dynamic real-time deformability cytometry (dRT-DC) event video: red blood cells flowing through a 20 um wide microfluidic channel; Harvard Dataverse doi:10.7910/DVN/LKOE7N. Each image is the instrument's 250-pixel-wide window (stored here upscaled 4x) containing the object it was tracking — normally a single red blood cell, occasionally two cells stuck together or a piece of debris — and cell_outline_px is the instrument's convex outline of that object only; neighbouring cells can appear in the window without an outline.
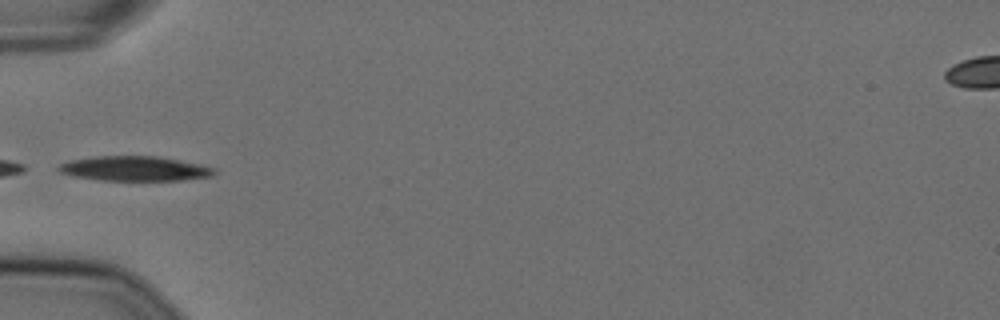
{"species": "Egyptian fruit bat (a non-hibernating species)", "species_latin": "Rousettus aegyptiacus", "temperature_condition": "cold", "stored_images_in_passage": 32, "camera_frame_rate_fps": 3000, "um_per_image_px": 0.085, "animal": {"sex": "female"}, "frame": {"image": 1, "passage_image": 1, "time_ms": 0.0, "image_size_px": [1000, 320], "cell_outline_px": [[216, 172], [212, 176], [184, 180], [100, 180], [72, 176], [60, 172], [56, 168], [60, 164], [72, 160], [96, 156], [156, 156], [216, 168]], "centroid_in_image_um": [11.42, 14.33], "position_along_channel_um": 73.6, "area_um2": 22.2}}
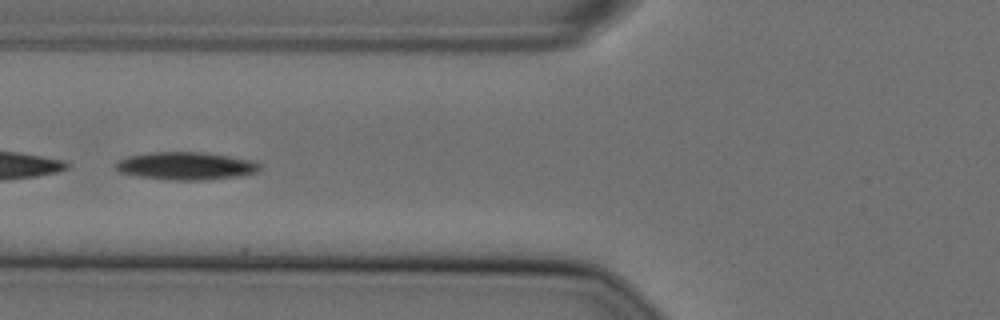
{"frame": {"image": 2, "passage_image": 4, "time_ms": 1.0, "image_size_px": [1000, 320], "cell_outline_px": [[260, 168], [256, 172], [240, 176], [204, 180], [164, 180], [136, 176], [120, 172], [112, 164], [128, 156], [152, 152], [200, 152], [228, 156], [252, 160], [260, 164]], "centroid_in_image_um": [15.77, 14.11], "position_along_channel_um": 110.0, "area_um2": 23.35}, "authors_computed_cell_mechanics": {"area_um2": 22.8021, "velocity_mm_per_s": 3.611, "shape_relaxation_time_tau1_ms": 3.5888, "shape_relaxation_time_tau2_ms": null, "deformation_change_tau1": 0.1176, "deformation_change_tau2": null}}